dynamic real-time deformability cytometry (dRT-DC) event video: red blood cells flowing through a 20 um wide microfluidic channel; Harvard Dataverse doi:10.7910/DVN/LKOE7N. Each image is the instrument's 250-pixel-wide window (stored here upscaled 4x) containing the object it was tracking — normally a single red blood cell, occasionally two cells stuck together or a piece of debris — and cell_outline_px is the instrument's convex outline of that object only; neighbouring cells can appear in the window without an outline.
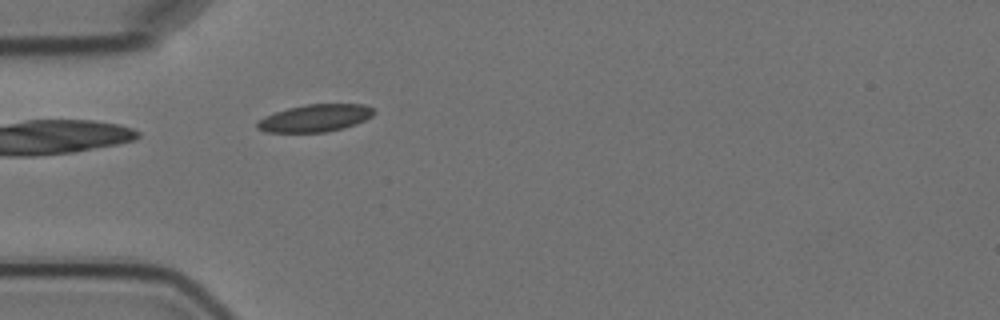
{"species": "Egyptian fruit bat (a non-hibernating species)", "species_latin": "Rousettus aegyptiacus", "temperature_condition": "cold", "stored_images_in_passage": 1, "camera_frame_rate_fps": 3000, "um_per_image_px": 0.085, "animal": {"sex": "female"}, "frame": {"image": 1, "passage_image": 1, "time_ms": 0.0, "image_size_px": [1000, 320], "cell_outline_px": [[376, 112], [372, 116], [356, 124], [344, 128], [328, 132], [264, 132], [256, 128], [256, 124], [264, 116], [288, 108], [308, 104], [364, 104], [372, 108]], "centroid_in_image_um": [26.79, 10.04], "position_along_channel_um": 58.2, "area_um2": 18.61}}